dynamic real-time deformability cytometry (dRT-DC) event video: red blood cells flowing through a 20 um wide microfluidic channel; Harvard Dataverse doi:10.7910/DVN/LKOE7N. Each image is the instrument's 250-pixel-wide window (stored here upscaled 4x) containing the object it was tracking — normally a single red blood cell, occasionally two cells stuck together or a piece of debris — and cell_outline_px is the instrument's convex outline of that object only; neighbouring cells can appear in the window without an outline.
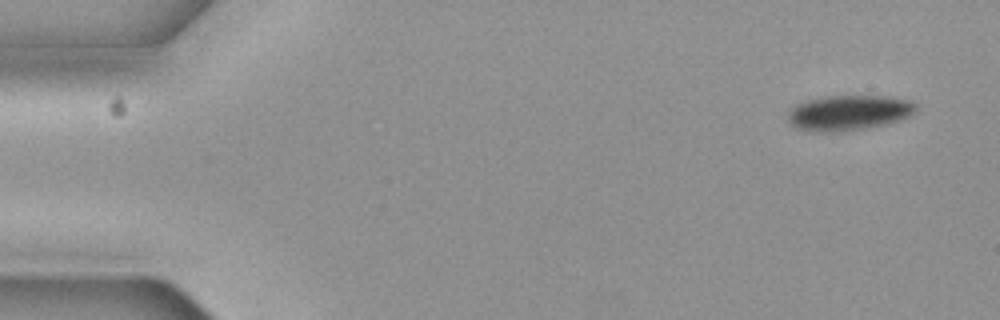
{"species": "common noctule bat (a hibernating species)", "species_latin": "Nyctalus noctula", "temperature_condition": "cold", "stored_images_in_passage": 6, "camera_frame_rate_fps": 3000, "um_per_image_px": 0.085, "animal": {"sex": "female", "body_mass_g": 19.3, "forearm_length_mm": 54.1}, "frame": {"image": 1, "passage_image": 1, "time_ms": 0.0, "image_size_px": [1000, 320], "cell_outline_px": [[916, 108], [908, 116], [900, 120], [884, 124], [864, 128], [832, 132], [808, 132], [796, 128], [788, 120], [788, 112], [796, 104], [808, 100], [828, 96], [884, 96], [908, 100], [916, 104]], "centroid_in_image_um": [72.09, 9.59], "position_along_channel_um": 12.9, "area_um2": 26.01}}
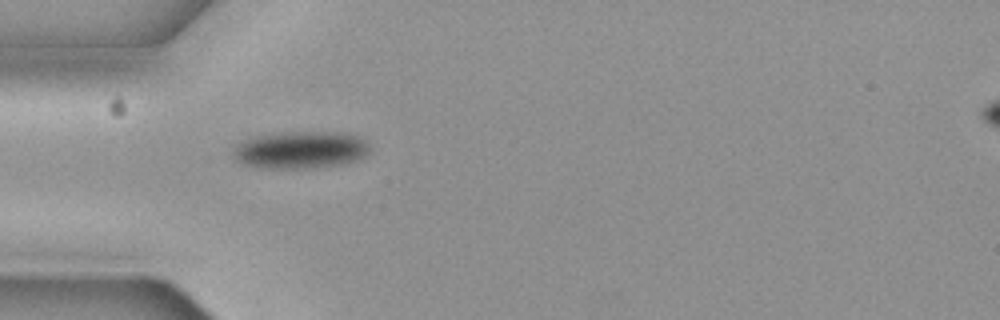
{"frame": {"image": 2, "passage_image": 5, "time_ms": 1.333, "image_size_px": [1000, 320], "cell_outline_px": [[368, 152], [360, 160], [344, 164], [316, 168], [256, 168], [244, 164], [236, 160], [232, 156], [232, 144], [252, 136], [280, 132], [344, 132], [360, 136], [368, 144]], "centroid_in_image_um": [25.49, 12.74], "position_along_channel_um": 59.5, "area_um2": 30.52}}
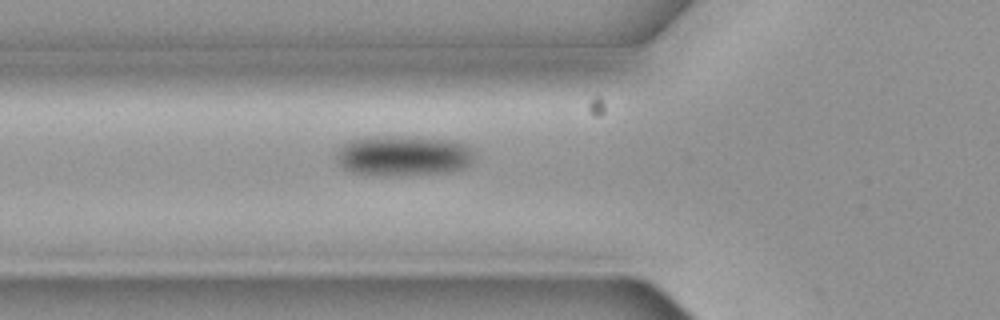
{"frame": {"image": 3, "passage_image": 6, "time_ms": 1.667, "image_size_px": [1000, 320], "cell_outline_px": [[472, 160], [468, 164], [460, 168], [444, 172], [352, 172], [344, 168], [336, 160], [336, 156], [340, 148], [348, 140], [380, 136], [392, 136], [448, 140], [464, 144], [472, 152]], "centroid_in_image_um": [34.23, 13.17], "position_along_channel_um": 91.6, "area_um2": 30.35}}